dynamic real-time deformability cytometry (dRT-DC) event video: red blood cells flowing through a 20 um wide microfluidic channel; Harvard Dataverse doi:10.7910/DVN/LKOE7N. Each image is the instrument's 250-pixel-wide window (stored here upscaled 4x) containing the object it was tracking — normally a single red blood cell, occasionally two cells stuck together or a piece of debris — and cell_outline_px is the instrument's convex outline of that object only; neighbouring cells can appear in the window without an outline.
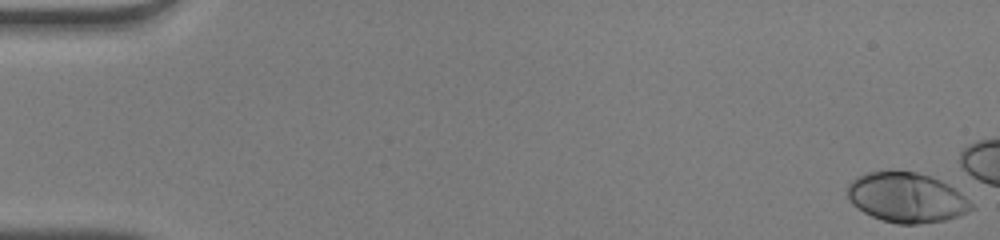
{"species": "human", "species_latin": "Homo sapiens", "temperature_condition": "warm", "stored_images_in_passage": 17, "camera_frame_rate_fps": 3000, "um_per_image_px": 0.085, "donor": {"sex": "male"}, "frame": {"image": 1, "passage_image": 1, "time_ms": 0.0, "image_size_px": [1000, 240], "cell_outline_px": [[976, 208], [960, 216], [944, 220], [916, 224], [896, 224], [872, 216], [864, 212], [852, 204], [848, 200], [848, 184], [856, 176], [868, 172], [888, 168], [916, 172], [932, 176], [948, 184], [960, 192]], "centroid_in_image_um": [77.04, 16.75], "position_along_channel_um": 8.0, "area_um2": 36.59}}